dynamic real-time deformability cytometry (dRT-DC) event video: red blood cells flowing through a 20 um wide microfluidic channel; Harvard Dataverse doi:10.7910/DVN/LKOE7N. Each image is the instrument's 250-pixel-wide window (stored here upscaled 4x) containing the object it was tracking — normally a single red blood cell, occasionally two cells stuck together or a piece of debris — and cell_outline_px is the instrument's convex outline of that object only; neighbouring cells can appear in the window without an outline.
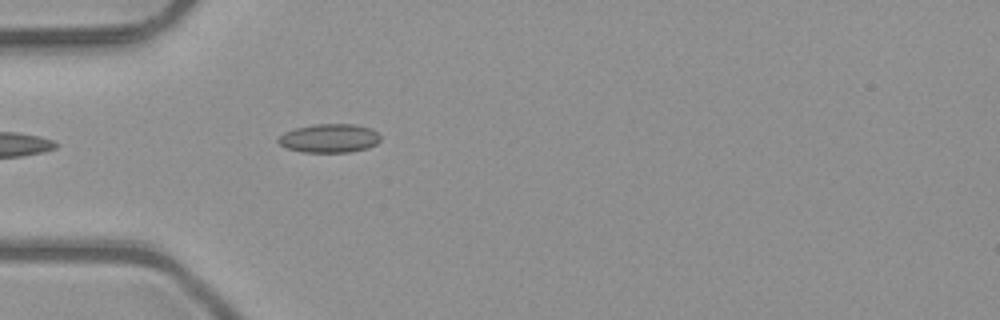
{"species": "common noctule bat (a hibernating species)", "species_latin": "Nyctalus noctula", "temperature_condition": "room temperature", "stored_images_in_passage": 5, "camera_frame_rate_fps": 3000, "um_per_image_px": 0.085, "animal": {"sex": "male", "body_mass_g": 23.1, "forearm_length_mm": 52.7}, "frame": {"image": 1, "passage_image": 5, "time_ms": 1.333, "image_size_px": [1000, 320], "cell_outline_px": [[380, 140], [376, 144], [368, 148], [348, 152], [304, 152], [288, 148], [280, 144], [276, 140], [284, 132], [296, 128], [312, 124], [352, 124], [372, 128], [380, 136]], "centroid_in_image_um": [28.0, 11.74], "position_along_channel_um": 57.0, "area_um2": 17.05}}